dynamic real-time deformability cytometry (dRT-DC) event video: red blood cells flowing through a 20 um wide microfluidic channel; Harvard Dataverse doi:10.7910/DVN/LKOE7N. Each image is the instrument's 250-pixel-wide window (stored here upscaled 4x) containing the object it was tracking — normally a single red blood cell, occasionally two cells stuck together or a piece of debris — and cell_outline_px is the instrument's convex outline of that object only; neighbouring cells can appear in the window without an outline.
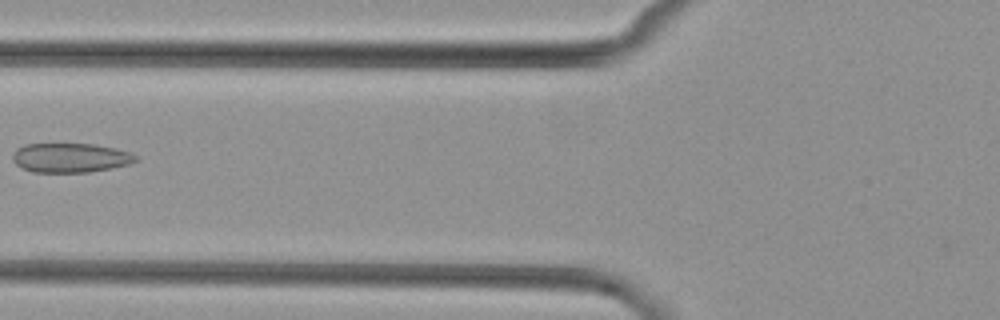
{"species": "common noctule bat (a hibernating species)", "species_latin": "Nyctalus noctula", "temperature_condition": "cold", "stored_images_in_passage": 3, "camera_frame_rate_fps": 3000, "um_per_image_px": 0.085, "animal": {"sex": "female", "body_mass_g": 29.2, "forearm_length_mm": 56.3}, "frame": {"image": 1, "passage_image": 2, "time_ms": 1.333, "image_size_px": [1000, 320], "cell_outline_px": [[140, 160], [128, 164], [112, 168], [88, 172], [32, 172], [20, 168], [12, 160], [12, 152], [16, 148], [24, 144], [92, 144], [116, 148], [128, 152], [136, 156]], "centroid_in_image_um": [5.94, 13.41], "position_along_channel_um": 119.9, "area_um2": 21.21}}
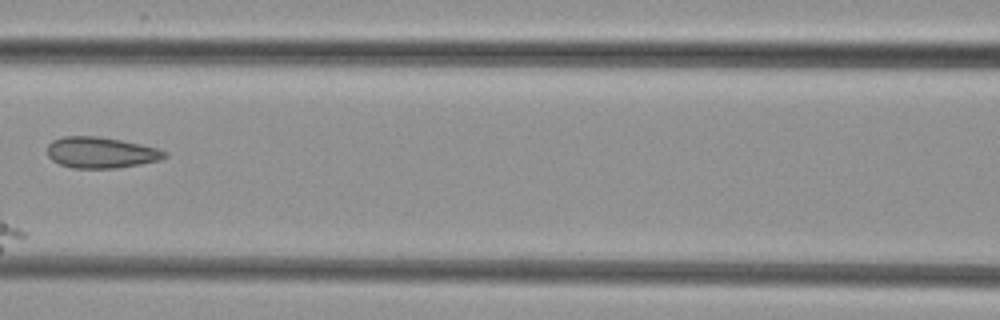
{"frame": {"image": 2, "passage_image": 3, "time_ms": 2.333, "image_size_px": [1000, 320], "cell_outline_px": [[168, 156], [160, 160], [140, 164], [116, 168], [72, 168], [60, 164], [52, 160], [48, 156], [48, 144], [52, 140], [64, 136], [100, 136], [140, 144], [156, 148], [168, 152]], "centroid_in_image_um": [8.58, 12.96], "position_along_channel_um": 158.0, "area_um2": 21.27}}